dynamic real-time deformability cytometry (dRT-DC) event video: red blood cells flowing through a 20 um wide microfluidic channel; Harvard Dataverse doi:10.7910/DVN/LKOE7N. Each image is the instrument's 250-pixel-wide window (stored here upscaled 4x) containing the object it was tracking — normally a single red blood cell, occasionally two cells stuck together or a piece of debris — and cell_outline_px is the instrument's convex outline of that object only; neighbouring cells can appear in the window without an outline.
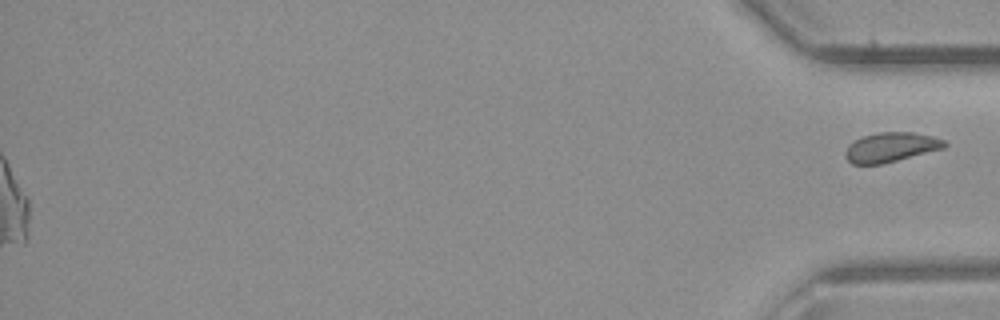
{"species": "common noctule bat (a hibernating species)", "species_latin": "Nyctalus noctula", "temperature_condition": "room temperature", "stored_images_in_passage": 42, "segment_of_instrument_passage": [2, 2], "camera_frame_rate_fps": 3000, "um_per_image_px": 0.085, "animal": {"sex": "male", "body_mass_g": 23.1, "forearm_length_mm": 52.7}, "frame": {"image": 1, "passage_image": 42, "time_ms": 13.667, "image_size_px": [1000, 320], "cell_outline_px": [[948, 144], [944, 148], [880, 164], [852, 164], [844, 156], [844, 152], [848, 144], [864, 136], [880, 132], [912, 132], [932, 136], [944, 140]], "centroid_in_image_um": [75.7, 12.51], "position_along_channel_um": 359.5, "area_um2": 16.88}}